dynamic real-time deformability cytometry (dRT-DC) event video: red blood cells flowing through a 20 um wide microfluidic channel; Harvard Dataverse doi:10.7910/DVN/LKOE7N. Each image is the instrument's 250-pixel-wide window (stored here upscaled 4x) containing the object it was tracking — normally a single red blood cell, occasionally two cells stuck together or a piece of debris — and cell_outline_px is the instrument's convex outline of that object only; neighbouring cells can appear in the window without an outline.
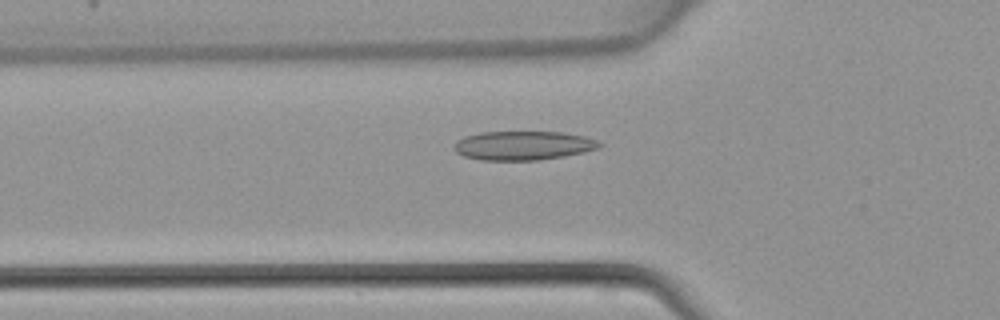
{"species": "common noctule bat (a hibernating species)", "species_latin": "Nyctalus noctula", "temperature_condition": "warm", "stored_images_in_passage": 45, "camera_frame_rate_fps": 3000, "um_per_image_px": 0.085, "animal": {"sex": "female", "body_mass_g": 22.7, "forearm_length_mm": 54.2}, "frame": {"image": 1, "passage_image": 16, "time_ms": 5.0, "image_size_px": [1000, 320], "cell_outline_px": [[604, 144], [600, 148], [584, 152], [564, 156], [540, 160], [480, 160], [464, 156], [456, 152], [456, 140], [464, 136], [480, 132], [564, 132], [584, 136], [600, 140]], "centroid_in_image_um": [44.53, 12.36], "position_along_channel_um": 81.3, "area_um2": 24.74}}
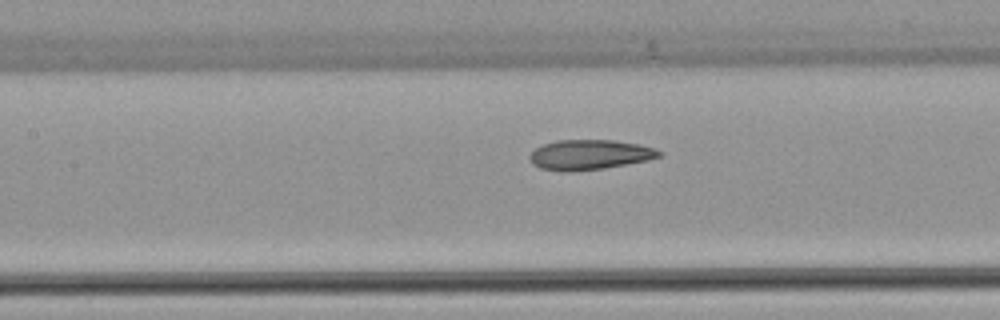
{"frame": {"image": 2, "passage_image": 21, "time_ms": 6.667, "image_size_px": [1000, 320], "cell_outline_px": [[664, 156], [648, 160], [604, 168], [572, 172], [560, 172], [540, 168], [532, 164], [528, 156], [536, 148], [544, 144], [556, 140], [612, 140], [640, 144], [656, 148], [664, 152]], "centroid_in_image_um": [50.14, 13.16], "position_along_channel_um": 157.3, "area_um2": 22.95}}
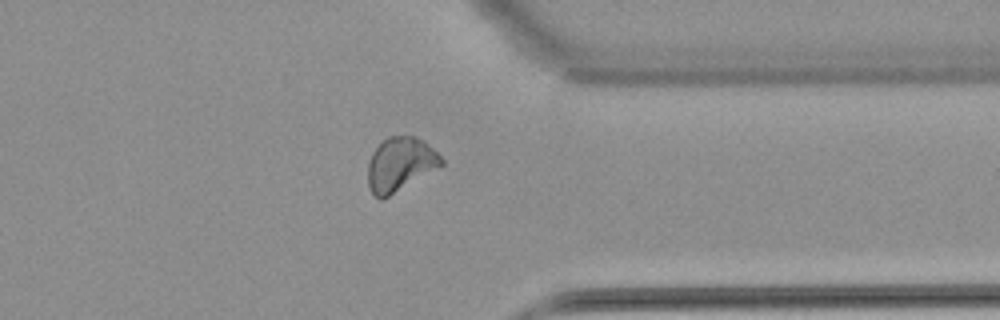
{"frame": {"image": 3, "passage_image": 36, "time_ms": 11.667, "image_size_px": [1000, 320], "cell_outline_px": [[444, 164], [388, 196], [380, 200], [368, 188], [368, 164], [372, 152], [388, 136], [412, 136], [424, 140], [444, 160]], "centroid_in_image_um": [34.0, 13.95], "position_along_channel_um": 377.4, "area_um2": 22.66}}